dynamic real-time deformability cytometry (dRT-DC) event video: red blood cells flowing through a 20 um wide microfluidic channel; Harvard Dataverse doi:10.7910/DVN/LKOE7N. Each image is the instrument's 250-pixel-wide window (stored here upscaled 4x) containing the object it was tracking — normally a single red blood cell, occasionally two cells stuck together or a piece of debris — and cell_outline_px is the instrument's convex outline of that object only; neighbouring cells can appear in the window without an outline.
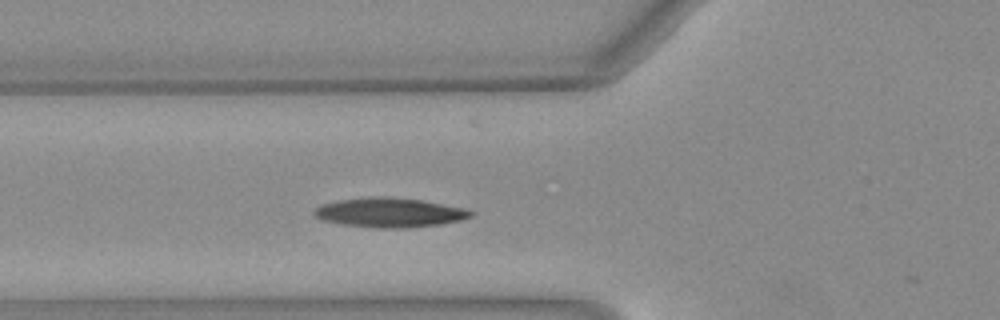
{"species": "Egyptian fruit bat (a non-hibernating species)", "species_latin": "Rousettus aegyptiacus", "temperature_condition": "warm", "stored_images_in_passage": 28, "camera_frame_rate_fps": 3000, "um_per_image_px": 0.085, "animal": {"sex": "female"}, "frame": {"image": 1, "passage_image": 2, "time_ms": 0.333, "image_size_px": [1000, 320], "cell_outline_px": [[476, 212], [472, 216], [460, 220], [440, 224], [408, 228], [372, 228], [344, 224], [324, 220], [316, 216], [312, 212], [320, 204], [340, 200], [372, 196], [388, 196], [420, 200], [468, 208]], "centroid_in_image_um": [33.16, 18.06], "position_along_channel_um": 92.6, "area_um2": 26.99}}
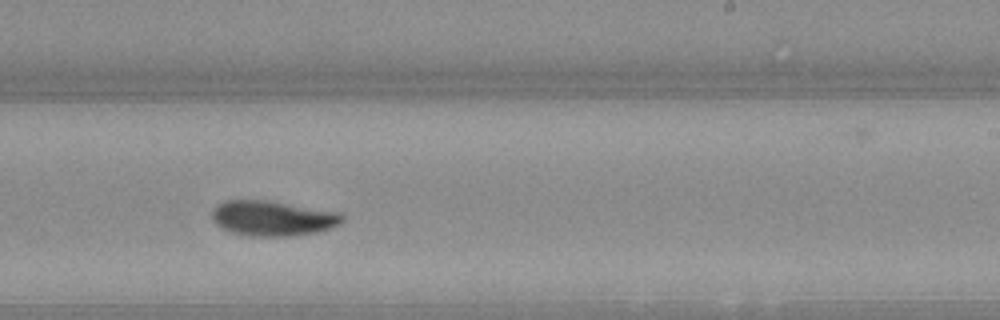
{"frame": {"image": 2, "passage_image": 15, "time_ms": 4.667, "image_size_px": [1000, 320], "cell_outline_px": [[344, 220], [340, 224], [332, 228], [316, 232], [292, 236], [248, 236], [232, 232], [220, 228], [212, 220], [212, 208], [216, 204], [224, 200], [268, 200], [340, 212], [344, 216]], "centroid_in_image_um": [23.16, 18.55], "position_along_channel_um": 265.8, "area_um2": 27.05}}
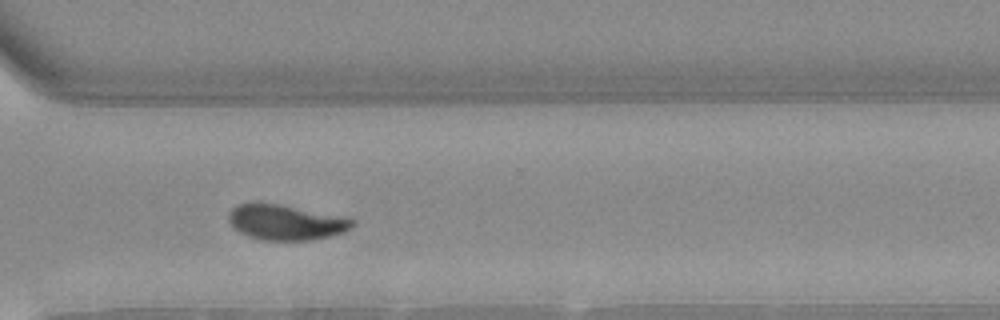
{"frame": {"image": 3, "passage_image": 21, "time_ms": 6.667, "image_size_px": [1000, 320], "cell_outline_px": [[356, 224], [352, 228], [344, 232], [312, 240], [264, 240], [248, 236], [232, 228], [228, 220], [228, 216], [232, 208], [236, 204], [252, 200], [256, 200], [280, 204], [348, 216], [356, 220]], "centroid_in_image_um": [24.3, 18.85], "position_along_channel_um": 346.3, "area_um2": 26.41}}